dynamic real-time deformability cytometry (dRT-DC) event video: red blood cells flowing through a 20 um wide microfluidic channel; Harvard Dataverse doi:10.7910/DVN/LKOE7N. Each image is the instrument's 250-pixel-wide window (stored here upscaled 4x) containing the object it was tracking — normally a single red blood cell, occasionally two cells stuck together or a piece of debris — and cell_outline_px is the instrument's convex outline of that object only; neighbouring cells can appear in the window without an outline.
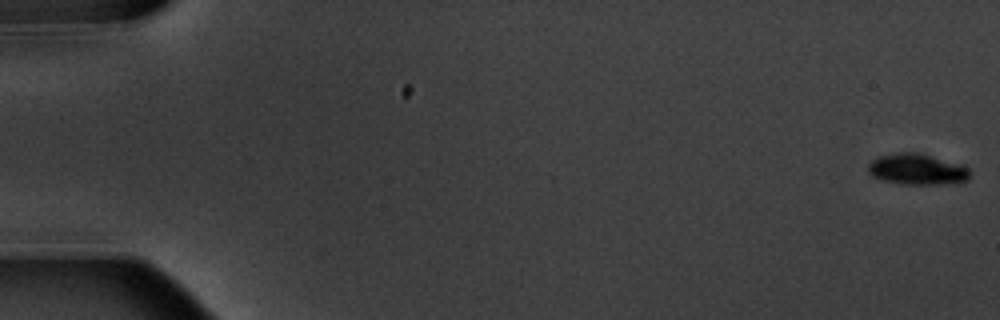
{"species": "common noctule bat (a hibernating species)", "species_latin": "Nyctalus noctula", "temperature_condition": "warm", "stored_images_in_passage": 5, "camera_frame_rate_fps": 3000, "um_per_image_px": 0.085, "animal": {"sex": "male", "body_mass_g": 20.1, "forearm_length_mm": 53.5}, "frame": {"image": 1, "passage_image": 1, "time_ms": 0.0, "image_size_px": [1000, 320], "cell_outline_px": [[972, 172], [968, 180], [940, 184], [900, 184], [884, 180], [872, 176], [868, 172], [868, 164], [872, 160], [880, 156], [896, 152], [920, 152], [964, 164]], "centroid_in_image_um": [77.99, 14.37], "position_along_channel_um": 7.0, "area_um2": 18.67}}
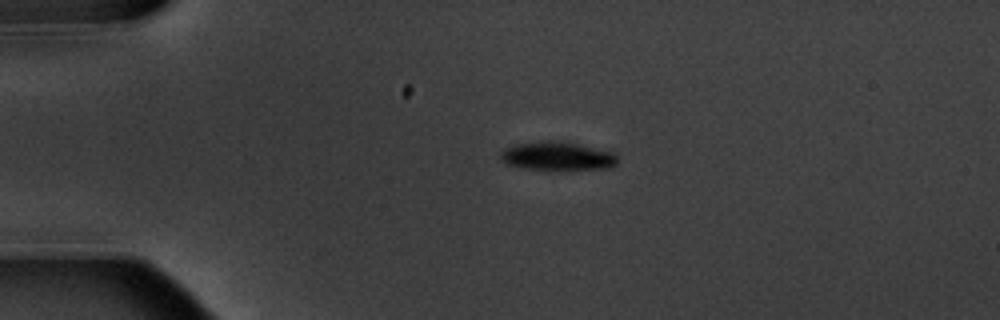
{"frame": {"image": 2, "passage_image": 4, "time_ms": 4.333, "image_size_px": [1000, 320], "cell_outline_px": [[616, 164], [612, 168], [568, 172], [560, 172], [524, 168], [508, 164], [500, 156], [500, 152], [504, 148], [512, 144], [540, 140], [560, 140], [580, 144], [616, 152]], "centroid_in_image_um": [47.43, 13.29], "position_along_channel_um": 37.6, "area_um2": 20.69}}